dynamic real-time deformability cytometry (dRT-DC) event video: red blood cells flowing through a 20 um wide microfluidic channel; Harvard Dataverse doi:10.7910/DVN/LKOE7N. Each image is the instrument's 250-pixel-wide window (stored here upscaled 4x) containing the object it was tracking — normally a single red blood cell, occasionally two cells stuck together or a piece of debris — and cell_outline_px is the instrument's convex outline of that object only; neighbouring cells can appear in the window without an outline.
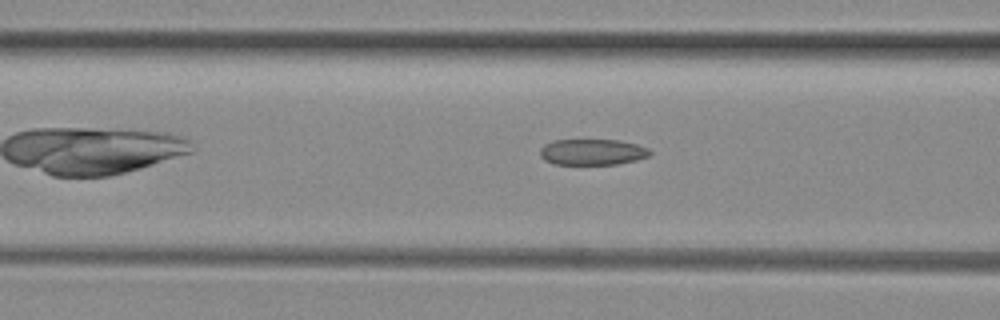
{"species": "common noctule bat (a hibernating species)", "species_latin": "Nyctalus noctula", "temperature_condition": "room temperature", "stored_images_in_passage": 5, "camera_frame_rate_fps": 3000, "um_per_image_px": 0.085, "animal": {"sex": "female", "body_mass_g": 29.2, "forearm_length_mm": 56.3}, "frame": {"image": 1, "passage_image": 5, "time_ms": 1.333, "image_size_px": [1000, 320], "cell_outline_px": [[652, 152], [648, 156], [636, 160], [616, 164], [552, 164], [544, 160], [540, 156], [540, 148], [544, 144], [552, 140], [620, 140], [636, 144], [648, 148]], "centroid_in_image_um": [50.32, 12.92], "position_along_channel_um": 116.3, "area_um2": 16.7}}